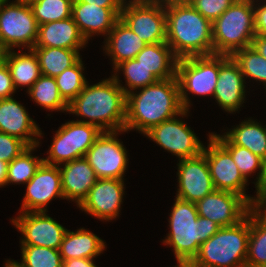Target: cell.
Wrapping results in <instances>:
<instances>
[{"instance_id":"cell-28","label":"cell","mask_w":266,"mask_h":267,"mask_svg":"<svg viewBox=\"0 0 266 267\" xmlns=\"http://www.w3.org/2000/svg\"><path fill=\"white\" fill-rule=\"evenodd\" d=\"M234 144L247 148L260 158L266 155V126L249 118L224 133Z\"/></svg>"},{"instance_id":"cell-9","label":"cell","mask_w":266,"mask_h":267,"mask_svg":"<svg viewBox=\"0 0 266 267\" xmlns=\"http://www.w3.org/2000/svg\"><path fill=\"white\" fill-rule=\"evenodd\" d=\"M0 3V39L9 50L32 49L38 36V23L29 3L22 0Z\"/></svg>"},{"instance_id":"cell-10","label":"cell","mask_w":266,"mask_h":267,"mask_svg":"<svg viewBox=\"0 0 266 267\" xmlns=\"http://www.w3.org/2000/svg\"><path fill=\"white\" fill-rule=\"evenodd\" d=\"M120 20L146 45L166 42L165 3L125 0Z\"/></svg>"},{"instance_id":"cell-17","label":"cell","mask_w":266,"mask_h":267,"mask_svg":"<svg viewBox=\"0 0 266 267\" xmlns=\"http://www.w3.org/2000/svg\"><path fill=\"white\" fill-rule=\"evenodd\" d=\"M20 212L47 211L53 198H63L59 166L42 163L28 181Z\"/></svg>"},{"instance_id":"cell-29","label":"cell","mask_w":266,"mask_h":267,"mask_svg":"<svg viewBox=\"0 0 266 267\" xmlns=\"http://www.w3.org/2000/svg\"><path fill=\"white\" fill-rule=\"evenodd\" d=\"M212 135L231 153L233 161L247 181L252 173L258 171V177L255 179L256 190L266 187V177L264 174L262 158L255 155L247 148L234 145L224 134L218 135L212 133Z\"/></svg>"},{"instance_id":"cell-24","label":"cell","mask_w":266,"mask_h":267,"mask_svg":"<svg viewBox=\"0 0 266 267\" xmlns=\"http://www.w3.org/2000/svg\"><path fill=\"white\" fill-rule=\"evenodd\" d=\"M105 53L112 60L113 69L125 60L135 59L146 44L120 19L104 40Z\"/></svg>"},{"instance_id":"cell-26","label":"cell","mask_w":266,"mask_h":267,"mask_svg":"<svg viewBox=\"0 0 266 267\" xmlns=\"http://www.w3.org/2000/svg\"><path fill=\"white\" fill-rule=\"evenodd\" d=\"M105 247L104 240L91 231L80 228L76 232L66 231L59 252L62 261L73 258L94 259L106 249Z\"/></svg>"},{"instance_id":"cell-34","label":"cell","mask_w":266,"mask_h":267,"mask_svg":"<svg viewBox=\"0 0 266 267\" xmlns=\"http://www.w3.org/2000/svg\"><path fill=\"white\" fill-rule=\"evenodd\" d=\"M122 71L125 77V84L122 86L117 72ZM112 76L116 79L118 85L122 88L125 94H128L136 89L146 87L159 81L151 71H148L135 59L125 60L114 68ZM128 87V88H127Z\"/></svg>"},{"instance_id":"cell-53","label":"cell","mask_w":266,"mask_h":267,"mask_svg":"<svg viewBox=\"0 0 266 267\" xmlns=\"http://www.w3.org/2000/svg\"><path fill=\"white\" fill-rule=\"evenodd\" d=\"M22 1H25V2H27V3H31V2H36V1H38V0H22Z\"/></svg>"},{"instance_id":"cell-14","label":"cell","mask_w":266,"mask_h":267,"mask_svg":"<svg viewBox=\"0 0 266 267\" xmlns=\"http://www.w3.org/2000/svg\"><path fill=\"white\" fill-rule=\"evenodd\" d=\"M47 212H19L20 214L11 220L23 235L21 245L60 248L67 229L48 216Z\"/></svg>"},{"instance_id":"cell-4","label":"cell","mask_w":266,"mask_h":267,"mask_svg":"<svg viewBox=\"0 0 266 267\" xmlns=\"http://www.w3.org/2000/svg\"><path fill=\"white\" fill-rule=\"evenodd\" d=\"M169 218L170 231L163 244L171 246L178 264H189L200 245L221 227L198 215L195 203L175 198Z\"/></svg>"},{"instance_id":"cell-1","label":"cell","mask_w":266,"mask_h":267,"mask_svg":"<svg viewBox=\"0 0 266 267\" xmlns=\"http://www.w3.org/2000/svg\"><path fill=\"white\" fill-rule=\"evenodd\" d=\"M184 110L177 76L159 80L136 89V93L132 91L126 94L124 130L128 132L136 129L145 134L152 127L178 116Z\"/></svg>"},{"instance_id":"cell-52","label":"cell","mask_w":266,"mask_h":267,"mask_svg":"<svg viewBox=\"0 0 266 267\" xmlns=\"http://www.w3.org/2000/svg\"><path fill=\"white\" fill-rule=\"evenodd\" d=\"M175 267H189L188 264H178L177 266Z\"/></svg>"},{"instance_id":"cell-5","label":"cell","mask_w":266,"mask_h":267,"mask_svg":"<svg viewBox=\"0 0 266 267\" xmlns=\"http://www.w3.org/2000/svg\"><path fill=\"white\" fill-rule=\"evenodd\" d=\"M250 212L239 223L221 227L200 245L189 267H246Z\"/></svg>"},{"instance_id":"cell-31","label":"cell","mask_w":266,"mask_h":267,"mask_svg":"<svg viewBox=\"0 0 266 267\" xmlns=\"http://www.w3.org/2000/svg\"><path fill=\"white\" fill-rule=\"evenodd\" d=\"M27 92L36 104L47 111L68 112V104L60 96L54 77L41 75Z\"/></svg>"},{"instance_id":"cell-12","label":"cell","mask_w":266,"mask_h":267,"mask_svg":"<svg viewBox=\"0 0 266 267\" xmlns=\"http://www.w3.org/2000/svg\"><path fill=\"white\" fill-rule=\"evenodd\" d=\"M205 154L215 190L228 191L242 196L251 206L255 197L246 194L247 180L240 173L231 153L209 133Z\"/></svg>"},{"instance_id":"cell-3","label":"cell","mask_w":266,"mask_h":267,"mask_svg":"<svg viewBox=\"0 0 266 267\" xmlns=\"http://www.w3.org/2000/svg\"><path fill=\"white\" fill-rule=\"evenodd\" d=\"M68 112L89 120H76L96 125L101 131L124 130L126 94L111 76L89 85L68 104Z\"/></svg>"},{"instance_id":"cell-42","label":"cell","mask_w":266,"mask_h":267,"mask_svg":"<svg viewBox=\"0 0 266 267\" xmlns=\"http://www.w3.org/2000/svg\"><path fill=\"white\" fill-rule=\"evenodd\" d=\"M16 92L6 63L0 65V99L12 97Z\"/></svg>"},{"instance_id":"cell-47","label":"cell","mask_w":266,"mask_h":267,"mask_svg":"<svg viewBox=\"0 0 266 267\" xmlns=\"http://www.w3.org/2000/svg\"><path fill=\"white\" fill-rule=\"evenodd\" d=\"M8 163L0 160V188L6 186Z\"/></svg>"},{"instance_id":"cell-23","label":"cell","mask_w":266,"mask_h":267,"mask_svg":"<svg viewBox=\"0 0 266 267\" xmlns=\"http://www.w3.org/2000/svg\"><path fill=\"white\" fill-rule=\"evenodd\" d=\"M87 43L72 16L38 26V36L34 47H55L80 50Z\"/></svg>"},{"instance_id":"cell-41","label":"cell","mask_w":266,"mask_h":267,"mask_svg":"<svg viewBox=\"0 0 266 267\" xmlns=\"http://www.w3.org/2000/svg\"><path fill=\"white\" fill-rule=\"evenodd\" d=\"M261 1L253 0L254 29L256 36L266 35V0ZM257 2L259 3L257 4Z\"/></svg>"},{"instance_id":"cell-19","label":"cell","mask_w":266,"mask_h":267,"mask_svg":"<svg viewBox=\"0 0 266 267\" xmlns=\"http://www.w3.org/2000/svg\"><path fill=\"white\" fill-rule=\"evenodd\" d=\"M246 81L231 56L219 54V74L213 98L222 110L236 112L246 98Z\"/></svg>"},{"instance_id":"cell-46","label":"cell","mask_w":266,"mask_h":267,"mask_svg":"<svg viewBox=\"0 0 266 267\" xmlns=\"http://www.w3.org/2000/svg\"><path fill=\"white\" fill-rule=\"evenodd\" d=\"M252 47L266 59V35L255 36Z\"/></svg>"},{"instance_id":"cell-21","label":"cell","mask_w":266,"mask_h":267,"mask_svg":"<svg viewBox=\"0 0 266 267\" xmlns=\"http://www.w3.org/2000/svg\"><path fill=\"white\" fill-rule=\"evenodd\" d=\"M38 126L13 96L0 99V132L21 139L28 146H35L40 145L38 137H42Z\"/></svg>"},{"instance_id":"cell-33","label":"cell","mask_w":266,"mask_h":267,"mask_svg":"<svg viewBox=\"0 0 266 267\" xmlns=\"http://www.w3.org/2000/svg\"><path fill=\"white\" fill-rule=\"evenodd\" d=\"M39 145L29 146L18 157L8 163L6 185L27 184L44 162L43 158L32 155Z\"/></svg>"},{"instance_id":"cell-15","label":"cell","mask_w":266,"mask_h":267,"mask_svg":"<svg viewBox=\"0 0 266 267\" xmlns=\"http://www.w3.org/2000/svg\"><path fill=\"white\" fill-rule=\"evenodd\" d=\"M195 205L199 216L216 222L220 227L239 223L252 210L242 196L221 190H214Z\"/></svg>"},{"instance_id":"cell-44","label":"cell","mask_w":266,"mask_h":267,"mask_svg":"<svg viewBox=\"0 0 266 267\" xmlns=\"http://www.w3.org/2000/svg\"><path fill=\"white\" fill-rule=\"evenodd\" d=\"M94 259L87 258H73L69 260H64L62 267H97Z\"/></svg>"},{"instance_id":"cell-43","label":"cell","mask_w":266,"mask_h":267,"mask_svg":"<svg viewBox=\"0 0 266 267\" xmlns=\"http://www.w3.org/2000/svg\"><path fill=\"white\" fill-rule=\"evenodd\" d=\"M252 210L266 222V187L257 190Z\"/></svg>"},{"instance_id":"cell-2","label":"cell","mask_w":266,"mask_h":267,"mask_svg":"<svg viewBox=\"0 0 266 267\" xmlns=\"http://www.w3.org/2000/svg\"><path fill=\"white\" fill-rule=\"evenodd\" d=\"M166 43L178 58L213 55L212 23L187 0L165 3Z\"/></svg>"},{"instance_id":"cell-30","label":"cell","mask_w":266,"mask_h":267,"mask_svg":"<svg viewBox=\"0 0 266 267\" xmlns=\"http://www.w3.org/2000/svg\"><path fill=\"white\" fill-rule=\"evenodd\" d=\"M32 50L37 56L41 74L54 78L81 59L80 50L55 47H33Z\"/></svg>"},{"instance_id":"cell-50","label":"cell","mask_w":266,"mask_h":267,"mask_svg":"<svg viewBox=\"0 0 266 267\" xmlns=\"http://www.w3.org/2000/svg\"><path fill=\"white\" fill-rule=\"evenodd\" d=\"M141 1L167 3V2H171V1H177V0H141Z\"/></svg>"},{"instance_id":"cell-32","label":"cell","mask_w":266,"mask_h":267,"mask_svg":"<svg viewBox=\"0 0 266 267\" xmlns=\"http://www.w3.org/2000/svg\"><path fill=\"white\" fill-rule=\"evenodd\" d=\"M265 265L266 222H264L253 210H251L246 267H264Z\"/></svg>"},{"instance_id":"cell-22","label":"cell","mask_w":266,"mask_h":267,"mask_svg":"<svg viewBox=\"0 0 266 267\" xmlns=\"http://www.w3.org/2000/svg\"><path fill=\"white\" fill-rule=\"evenodd\" d=\"M59 171L64 199L74 201L78 207L98 179L95 171L84 157L64 163Z\"/></svg>"},{"instance_id":"cell-11","label":"cell","mask_w":266,"mask_h":267,"mask_svg":"<svg viewBox=\"0 0 266 267\" xmlns=\"http://www.w3.org/2000/svg\"><path fill=\"white\" fill-rule=\"evenodd\" d=\"M121 132L127 131H102L84 156L98 179H123L125 175L128 155L123 142L117 138Z\"/></svg>"},{"instance_id":"cell-7","label":"cell","mask_w":266,"mask_h":267,"mask_svg":"<svg viewBox=\"0 0 266 267\" xmlns=\"http://www.w3.org/2000/svg\"><path fill=\"white\" fill-rule=\"evenodd\" d=\"M219 74V54L191 56L178 59L176 76L180 88V100L189 111V94L198 96L214 95Z\"/></svg>"},{"instance_id":"cell-38","label":"cell","mask_w":266,"mask_h":267,"mask_svg":"<svg viewBox=\"0 0 266 267\" xmlns=\"http://www.w3.org/2000/svg\"><path fill=\"white\" fill-rule=\"evenodd\" d=\"M23 267H62L59 249L48 247L21 245Z\"/></svg>"},{"instance_id":"cell-18","label":"cell","mask_w":266,"mask_h":267,"mask_svg":"<svg viewBox=\"0 0 266 267\" xmlns=\"http://www.w3.org/2000/svg\"><path fill=\"white\" fill-rule=\"evenodd\" d=\"M124 188V179H97L78 207L99 220H114L120 214Z\"/></svg>"},{"instance_id":"cell-45","label":"cell","mask_w":266,"mask_h":267,"mask_svg":"<svg viewBox=\"0 0 266 267\" xmlns=\"http://www.w3.org/2000/svg\"><path fill=\"white\" fill-rule=\"evenodd\" d=\"M125 0H73V2H84L100 7H122Z\"/></svg>"},{"instance_id":"cell-20","label":"cell","mask_w":266,"mask_h":267,"mask_svg":"<svg viewBox=\"0 0 266 267\" xmlns=\"http://www.w3.org/2000/svg\"><path fill=\"white\" fill-rule=\"evenodd\" d=\"M121 11L122 7H100L84 2H72L71 16L88 43L90 37L95 34L107 37L120 19Z\"/></svg>"},{"instance_id":"cell-6","label":"cell","mask_w":266,"mask_h":267,"mask_svg":"<svg viewBox=\"0 0 266 267\" xmlns=\"http://www.w3.org/2000/svg\"><path fill=\"white\" fill-rule=\"evenodd\" d=\"M255 36L253 0H235L212 23L213 54L231 56L251 46Z\"/></svg>"},{"instance_id":"cell-13","label":"cell","mask_w":266,"mask_h":267,"mask_svg":"<svg viewBox=\"0 0 266 267\" xmlns=\"http://www.w3.org/2000/svg\"><path fill=\"white\" fill-rule=\"evenodd\" d=\"M188 113V110H184L178 116L152 127L144 136L146 135L160 147L174 154L179 160L201 154L204 149L203 143L196 133L181 120Z\"/></svg>"},{"instance_id":"cell-39","label":"cell","mask_w":266,"mask_h":267,"mask_svg":"<svg viewBox=\"0 0 266 267\" xmlns=\"http://www.w3.org/2000/svg\"><path fill=\"white\" fill-rule=\"evenodd\" d=\"M203 17L213 23L235 0H187Z\"/></svg>"},{"instance_id":"cell-27","label":"cell","mask_w":266,"mask_h":267,"mask_svg":"<svg viewBox=\"0 0 266 267\" xmlns=\"http://www.w3.org/2000/svg\"><path fill=\"white\" fill-rule=\"evenodd\" d=\"M5 63L16 90L26 86L28 91L42 75L37 56L32 49H28V53L9 50Z\"/></svg>"},{"instance_id":"cell-48","label":"cell","mask_w":266,"mask_h":267,"mask_svg":"<svg viewBox=\"0 0 266 267\" xmlns=\"http://www.w3.org/2000/svg\"><path fill=\"white\" fill-rule=\"evenodd\" d=\"M8 51H9V49L6 47V45L0 39V65L5 63Z\"/></svg>"},{"instance_id":"cell-25","label":"cell","mask_w":266,"mask_h":267,"mask_svg":"<svg viewBox=\"0 0 266 267\" xmlns=\"http://www.w3.org/2000/svg\"><path fill=\"white\" fill-rule=\"evenodd\" d=\"M135 60L158 80L176 77L178 58L166 42L147 44Z\"/></svg>"},{"instance_id":"cell-16","label":"cell","mask_w":266,"mask_h":267,"mask_svg":"<svg viewBox=\"0 0 266 267\" xmlns=\"http://www.w3.org/2000/svg\"><path fill=\"white\" fill-rule=\"evenodd\" d=\"M177 166L176 198L196 203L215 190L204 152L194 157L180 159Z\"/></svg>"},{"instance_id":"cell-37","label":"cell","mask_w":266,"mask_h":267,"mask_svg":"<svg viewBox=\"0 0 266 267\" xmlns=\"http://www.w3.org/2000/svg\"><path fill=\"white\" fill-rule=\"evenodd\" d=\"M73 0H38L31 2L38 25L71 17Z\"/></svg>"},{"instance_id":"cell-51","label":"cell","mask_w":266,"mask_h":267,"mask_svg":"<svg viewBox=\"0 0 266 267\" xmlns=\"http://www.w3.org/2000/svg\"><path fill=\"white\" fill-rule=\"evenodd\" d=\"M265 126H266V125H265ZM262 160H263L264 174H265V177H266V155L264 156V158H263Z\"/></svg>"},{"instance_id":"cell-40","label":"cell","mask_w":266,"mask_h":267,"mask_svg":"<svg viewBox=\"0 0 266 267\" xmlns=\"http://www.w3.org/2000/svg\"><path fill=\"white\" fill-rule=\"evenodd\" d=\"M29 146L21 139L0 132V160L10 163Z\"/></svg>"},{"instance_id":"cell-8","label":"cell","mask_w":266,"mask_h":267,"mask_svg":"<svg viewBox=\"0 0 266 267\" xmlns=\"http://www.w3.org/2000/svg\"><path fill=\"white\" fill-rule=\"evenodd\" d=\"M102 131L93 124L79 121H68L62 124L54 134L53 141L43 158L44 163L59 166L85 156L89 148Z\"/></svg>"},{"instance_id":"cell-35","label":"cell","mask_w":266,"mask_h":267,"mask_svg":"<svg viewBox=\"0 0 266 267\" xmlns=\"http://www.w3.org/2000/svg\"><path fill=\"white\" fill-rule=\"evenodd\" d=\"M231 57L239 65L244 80L248 77L263 82L266 89V59L252 45L235 51Z\"/></svg>"},{"instance_id":"cell-49","label":"cell","mask_w":266,"mask_h":267,"mask_svg":"<svg viewBox=\"0 0 266 267\" xmlns=\"http://www.w3.org/2000/svg\"><path fill=\"white\" fill-rule=\"evenodd\" d=\"M4 267H23V266L15 260H6Z\"/></svg>"},{"instance_id":"cell-36","label":"cell","mask_w":266,"mask_h":267,"mask_svg":"<svg viewBox=\"0 0 266 267\" xmlns=\"http://www.w3.org/2000/svg\"><path fill=\"white\" fill-rule=\"evenodd\" d=\"M84 68L81 58L75 65L55 77L59 94L67 104L76 98L88 82L83 74Z\"/></svg>"}]
</instances>
